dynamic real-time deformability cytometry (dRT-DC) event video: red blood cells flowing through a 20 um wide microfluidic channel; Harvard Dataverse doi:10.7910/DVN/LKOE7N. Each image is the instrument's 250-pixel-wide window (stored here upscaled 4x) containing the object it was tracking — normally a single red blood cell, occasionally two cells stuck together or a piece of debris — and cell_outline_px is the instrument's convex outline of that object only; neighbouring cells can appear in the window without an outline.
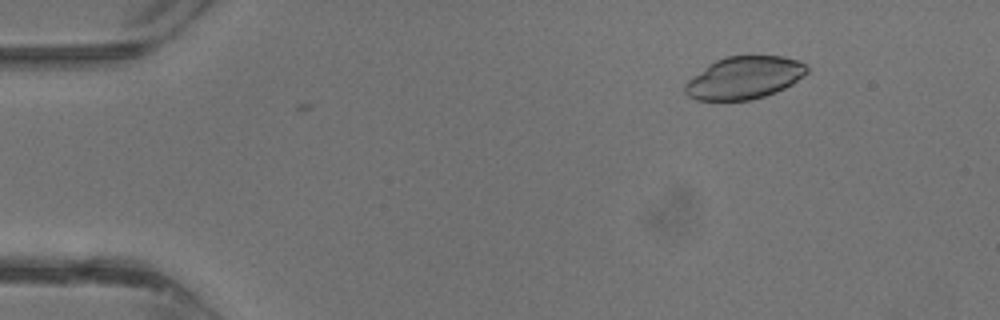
{"species": "common noctule bat (a hibernating species)", "species_latin": "Nyctalus noctula", "temperature_condition": "warm", "stored_images_in_passage": 3, "camera_frame_rate_fps": 3000, "um_per_image_px": 0.085, "animal": {"sex": "male", "body_mass_g": 13.3}, "frame": {"image": 1, "passage_image": 3, "time_ms": 0.667, "image_size_px": [1000, 320], "cell_outline_px": [[808, 72], [804, 76], [792, 84], [776, 92], [752, 100], [696, 100], [688, 96], [684, 92], [684, 84], [688, 80], [708, 64], [724, 56], [784, 56], [796, 60], [804, 64], [808, 68]], "centroid_in_image_um": [63.25, 6.61], "position_along_channel_um": 21.8, "area_um2": 30.23}}